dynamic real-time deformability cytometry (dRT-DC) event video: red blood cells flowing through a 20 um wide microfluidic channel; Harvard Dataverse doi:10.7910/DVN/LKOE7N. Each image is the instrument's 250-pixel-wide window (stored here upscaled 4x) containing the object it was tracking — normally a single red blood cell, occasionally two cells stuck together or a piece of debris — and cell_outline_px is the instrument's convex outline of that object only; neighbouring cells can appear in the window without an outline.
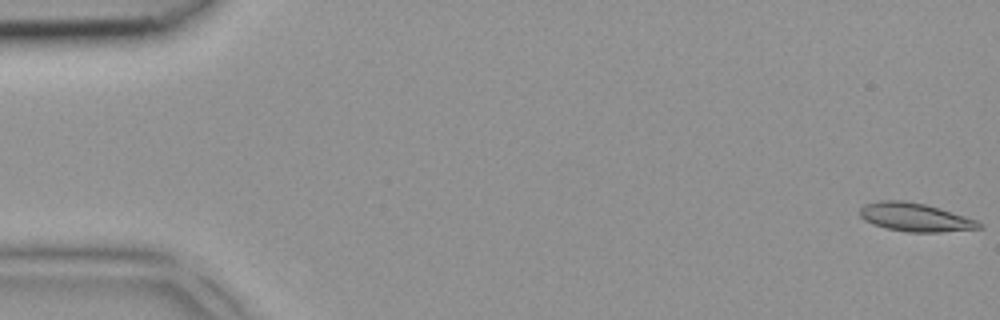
{"species": "common noctule bat (a hibernating species)", "species_latin": "Nyctalus noctula", "temperature_condition": "room temperature", "stored_images_in_passage": 5, "camera_frame_rate_fps": 3000, "um_per_image_px": 0.085, "animal": {"sex": "female", "body_mass_g": 18.4}, "frame": {"image": 1, "passage_image": 1, "time_ms": 0.0, "image_size_px": [1000, 320], "cell_outline_px": [[984, 228], [936, 232], [908, 232], [888, 228], [872, 224], [864, 220], [860, 216], [860, 208], [864, 204], [880, 200], [904, 200], [924, 204], [940, 208], [976, 220], [984, 224]], "centroid_in_image_um": [77.78, 18.46], "position_along_channel_um": 7.2, "area_um2": 19.71}}